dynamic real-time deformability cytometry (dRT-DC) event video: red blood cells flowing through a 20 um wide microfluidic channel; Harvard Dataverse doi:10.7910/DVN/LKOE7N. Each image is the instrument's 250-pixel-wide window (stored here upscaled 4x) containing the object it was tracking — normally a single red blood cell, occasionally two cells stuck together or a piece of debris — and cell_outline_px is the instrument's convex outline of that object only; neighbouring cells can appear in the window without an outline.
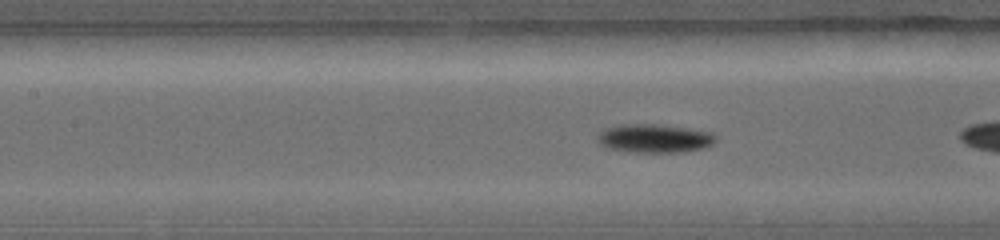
{"species": "common noctule bat (a hibernating species)", "species_latin": "Nyctalus noctula", "temperature_condition": "warm", "stored_images_in_passage": 17, "camera_frame_rate_fps": 5000, "um_per_image_px": 0.085, "animal": {"sex": "female", "body_mass_g": 19.0, "forearm_length_mm": 56.7}, "frame": {"image": 1, "passage_image": 10, "time_ms": 2.2, "image_size_px": [1000, 240], "cell_outline_px": [[716, 140], [712, 144], [704, 148], [680, 152], [636, 152], [608, 148], [596, 140], [600, 132], [608, 128], [624, 124], [656, 124], [712, 132], [716, 136]], "centroid_in_image_um": [55.65, 11.76], "position_along_channel_um": 151.7, "area_um2": 19.36}}